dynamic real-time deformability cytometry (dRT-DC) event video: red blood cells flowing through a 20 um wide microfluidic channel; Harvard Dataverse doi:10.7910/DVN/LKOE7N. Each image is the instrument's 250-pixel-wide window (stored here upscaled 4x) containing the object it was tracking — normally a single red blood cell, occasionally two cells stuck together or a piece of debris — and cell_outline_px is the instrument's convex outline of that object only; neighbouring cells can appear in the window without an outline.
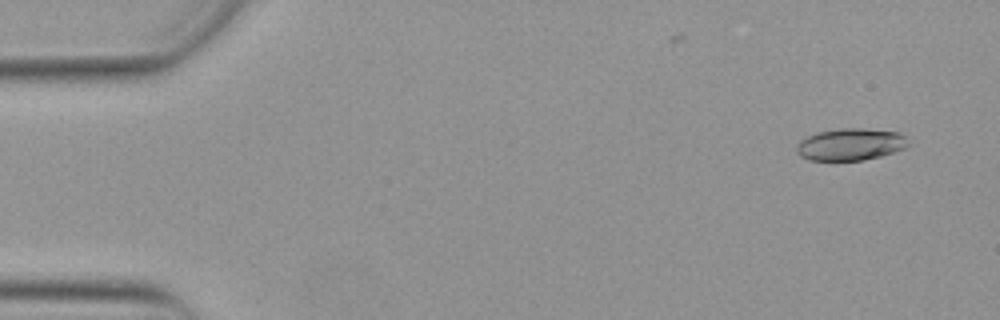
{"species": "Egyptian fruit bat (a non-hibernating species)", "species_latin": "Rousettus aegyptiacus", "temperature_condition": "warm", "stored_images_in_passage": 53, "camera_frame_rate_fps": 3000, "um_per_image_px": 0.085, "animal": {"sex": "female"}, "frame": {"image": 1, "passage_image": 4, "time_ms": 1.0, "image_size_px": [1000, 320], "cell_outline_px": [[908, 144], [904, 148], [880, 156], [864, 160], [808, 160], [800, 156], [796, 152], [796, 144], [800, 140], [816, 132], [840, 128], [864, 128], [900, 132], [904, 136]], "centroid_in_image_um": [72.24, 12.26], "position_along_channel_um": 12.8, "area_um2": 20.87}}
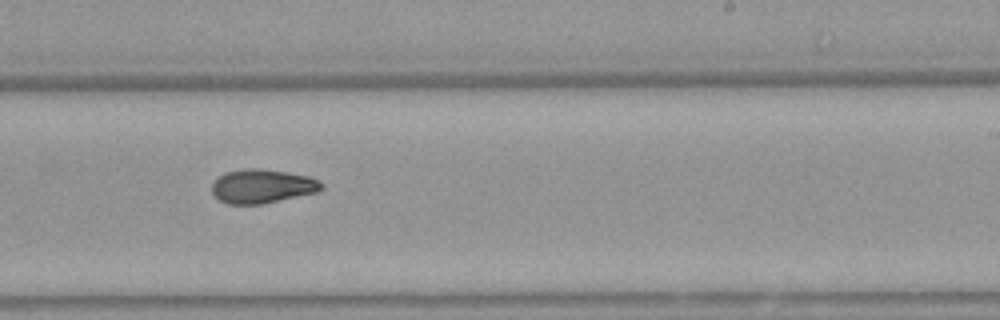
{"frame": {"image": 2, "passage_image": 33, "time_ms": 10.667, "image_size_px": [1000, 320], "cell_outline_px": [[324, 188], [316, 192], [264, 204], [228, 204], [220, 200], [212, 192], [212, 184], [224, 172], [248, 168], [256, 168], [288, 172], [308, 176], [320, 180], [324, 184]], "centroid_in_image_um": [22.32, 15.83], "position_along_channel_um": 266.7, "area_um2": 21.68}}
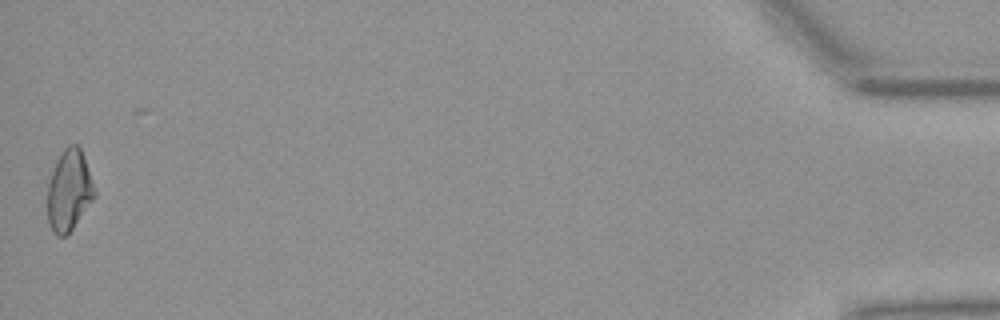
{"frame": {"image": 3, "passage_image": 53, "time_ms": 17.333, "image_size_px": [1000, 320], "cell_outline_px": [[96, 196], [72, 228], [64, 236], [56, 236], [52, 232], [48, 224], [48, 184], [56, 160], [64, 148], [68, 144], [76, 144], [80, 148], [96, 192]], "centroid_in_image_um": [5.85, 16.2], "position_along_channel_um": 429.3, "area_um2": 21.91}, "authors_computed_cell_mechanics": {"area_um2": 21.5594, "velocity_mm_per_s": 3.8914, "shape_relaxation_time_tau1_ms": 6.2607, "shape_relaxation_time_tau2_ms": 11.1654, "deformation_change_tau1": 0.166, "deformation_change_tau2": 0.1885}}